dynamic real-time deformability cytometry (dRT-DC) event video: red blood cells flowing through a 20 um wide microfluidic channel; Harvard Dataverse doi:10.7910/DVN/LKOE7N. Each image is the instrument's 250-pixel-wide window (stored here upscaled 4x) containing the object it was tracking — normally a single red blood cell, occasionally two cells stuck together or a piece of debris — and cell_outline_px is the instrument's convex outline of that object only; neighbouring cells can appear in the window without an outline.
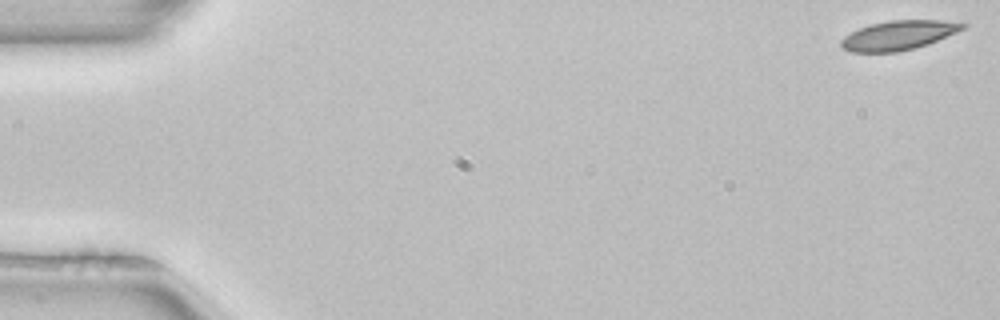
{"species": "common noctule bat (a hibernating species)", "species_latin": "Nyctalus noctula", "temperature_condition": "room temperature", "stored_images_in_passage": 52, "camera_frame_rate_fps": 3000, "um_per_image_px": 0.085, "animal": {"sex": "female", "body_mass_g": 22.7, "forearm_length_mm": 54.2}, "frame": {"image": 1, "passage_image": 1, "time_ms": 0.0, "image_size_px": [1000, 320], "cell_outline_px": [[968, 24], [964, 28], [956, 32], [928, 44], [916, 48], [896, 52], [852, 52], [844, 48], [840, 44], [840, 40], [844, 36], [860, 28], [872, 24], [888, 20], [940, 20]], "centroid_in_image_um": [76.36, 3.0], "position_along_channel_um": 8.6, "area_um2": 20.58}}
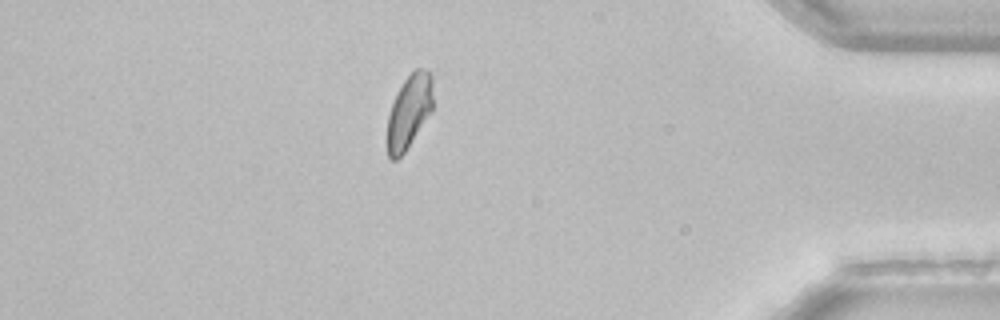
{"frame": {"image": 2, "passage_image": 45, "time_ms": 14.667, "image_size_px": [1000, 320], "cell_outline_px": [[432, 112], [404, 152], [396, 160], [392, 160], [388, 156], [388, 116], [392, 104], [404, 80], [416, 68], [428, 68], [432, 76]], "centroid_in_image_um": [34.8, 9.45], "position_along_channel_um": 400.4, "area_um2": 19.36}}
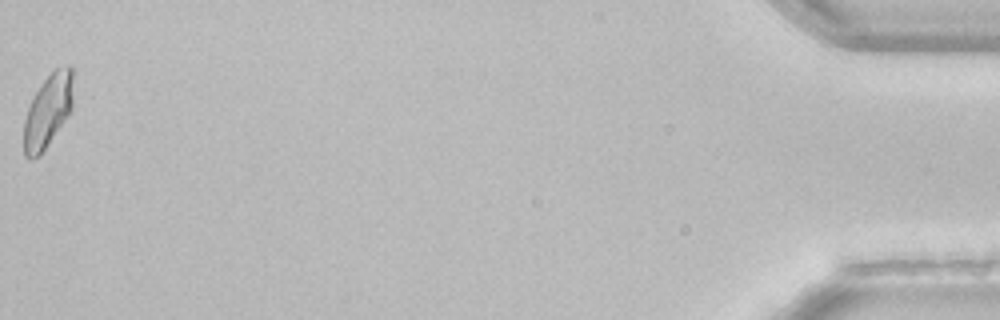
{"frame": {"image": 3, "passage_image": 52, "time_ms": 17.0, "image_size_px": [1000, 320], "cell_outline_px": [[72, 108], [68, 116], [40, 156], [28, 160], [24, 156], [24, 120], [28, 108], [40, 84], [56, 68], [68, 64], [72, 68]], "centroid_in_image_um": [4.07, 9.45], "position_along_channel_um": 431.1, "area_um2": 20.98}, "authors_computed_cell_mechanics": {"area_um2": 21.1548, "velocity_mm_per_s": 3.9439, "shape_relaxation_time_tau1_ms": 4.6748, "shape_relaxation_time_tau2_ms": 10.4721, "deformation_change_tau1": 0.1082, "deformation_change_tau2": 0.1344}}